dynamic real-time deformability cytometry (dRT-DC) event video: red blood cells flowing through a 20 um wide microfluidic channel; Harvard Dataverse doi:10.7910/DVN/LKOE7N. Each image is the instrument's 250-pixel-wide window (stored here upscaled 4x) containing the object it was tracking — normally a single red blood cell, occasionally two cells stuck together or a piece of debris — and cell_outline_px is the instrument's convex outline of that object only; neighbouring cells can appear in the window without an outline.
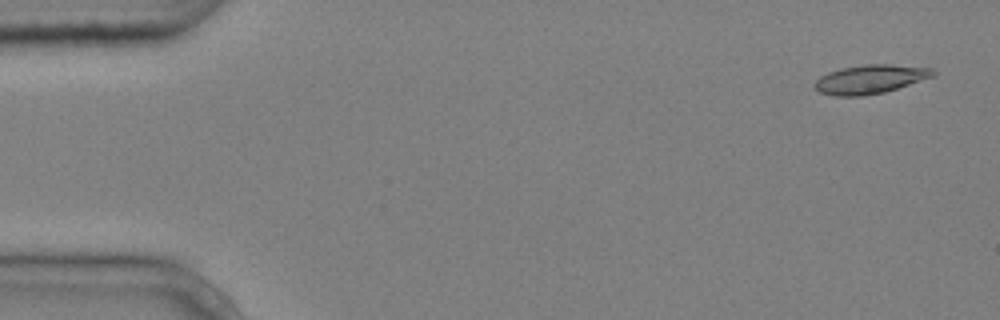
{"species": "common noctule bat (a hibernating species)", "species_latin": "Nyctalus noctula", "temperature_condition": "cold", "stored_images_in_passage": 6, "camera_frame_rate_fps": 3000, "um_per_image_px": 0.085, "animal": {"sex": "male", "body_mass_g": 20.4}, "frame": {"image": 1, "passage_image": 1, "time_ms": 0.0, "image_size_px": [1000, 320], "cell_outline_px": [[936, 76], [884, 92], [864, 96], [836, 96], [820, 92], [812, 84], [820, 76], [828, 72], [840, 68], [864, 64], [892, 64], [932, 68], [936, 72]], "centroid_in_image_um": [73.98, 6.72], "position_along_channel_um": 11.0, "area_um2": 20.06}}
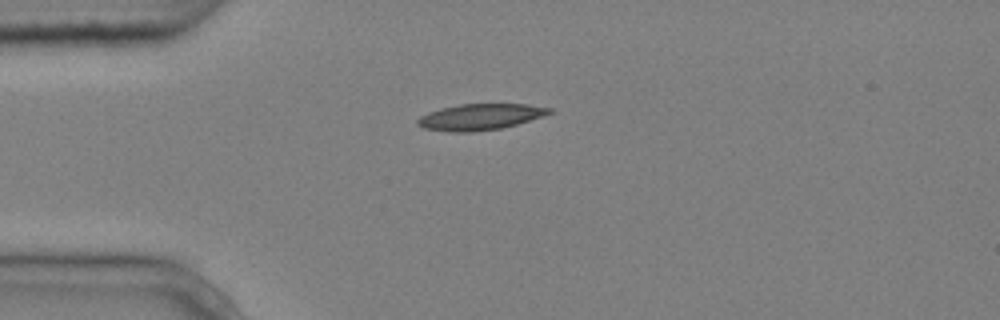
{"frame": {"image": 2, "passage_image": 4, "time_ms": 1.0, "image_size_px": [1000, 320], "cell_outline_px": [[556, 112], [516, 124], [500, 128], [472, 132], [448, 132], [424, 128], [416, 124], [416, 120], [420, 116], [428, 112], [460, 104], [528, 104], [552, 108]], "centroid_in_image_um": [40.82, 9.93], "position_along_channel_um": 44.2, "area_um2": 20.06}}
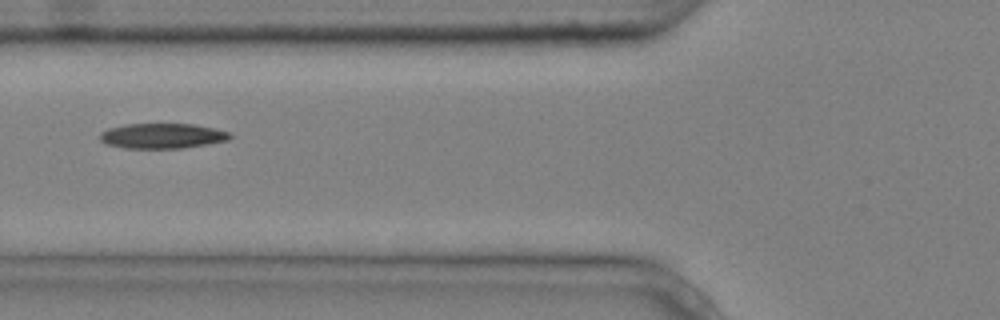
{"frame": {"image": 3, "passage_image": 6, "time_ms": 1.667, "image_size_px": [1000, 320], "cell_outline_px": [[232, 136], [228, 140], [208, 144], [184, 148], [124, 148], [104, 144], [100, 140], [100, 132], [108, 128], [124, 124], [192, 124], [212, 128], [228, 132]], "centroid_in_image_um": [13.74, 11.55], "position_along_channel_um": 112.1, "area_um2": 19.07}}